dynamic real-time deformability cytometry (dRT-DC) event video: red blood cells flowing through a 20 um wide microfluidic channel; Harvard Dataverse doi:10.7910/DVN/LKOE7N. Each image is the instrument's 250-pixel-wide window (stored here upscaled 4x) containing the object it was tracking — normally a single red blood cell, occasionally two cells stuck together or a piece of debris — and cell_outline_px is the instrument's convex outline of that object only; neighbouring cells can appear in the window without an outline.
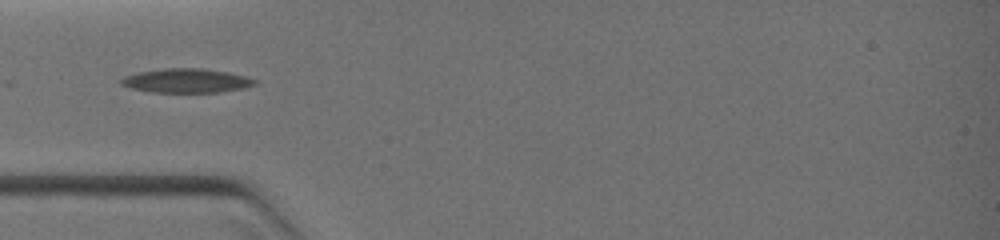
{"species": "common noctule bat (a hibernating species)", "species_latin": "Nyctalus noctula", "temperature_condition": "warm", "stored_images_in_passage": 3, "camera_frame_rate_fps": 3000, "um_per_image_px": 0.085, "animal": {"sex": "female", "body_mass_g": 19.0, "forearm_length_mm": 51.5}, "frame": {"image": 1, "passage_image": 1, "time_ms": 0.0, "image_size_px": [1000, 240], "cell_outline_px": [[256, 84], [240, 88], [216, 92], [152, 92], [132, 88], [120, 84], [120, 80], [124, 76], [136, 72], [164, 68], [200, 68], [228, 72], [244, 76], [256, 80]], "centroid_in_image_um": [15.78, 6.85], "position_along_channel_um": 69.2, "area_um2": 18.55}}
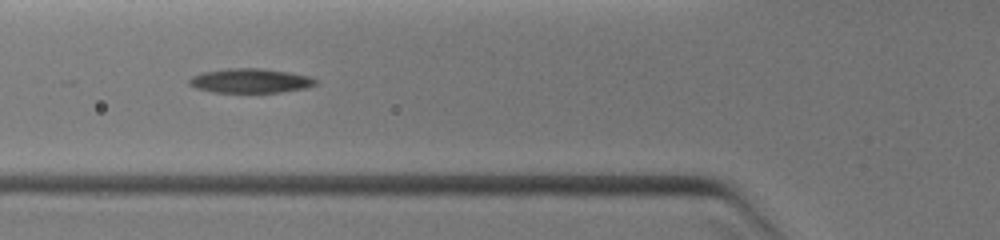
{"frame": {"image": 2, "passage_image": 2, "time_ms": 0.667, "image_size_px": [1000, 240], "cell_outline_px": [[316, 84], [304, 88], [280, 92], [212, 92], [196, 88], [188, 84], [188, 80], [192, 76], [204, 72], [228, 68], [264, 68], [288, 72], [308, 76], [316, 80]], "centroid_in_image_um": [21.24, 6.86], "position_along_channel_um": 104.6, "area_um2": 17.8}}
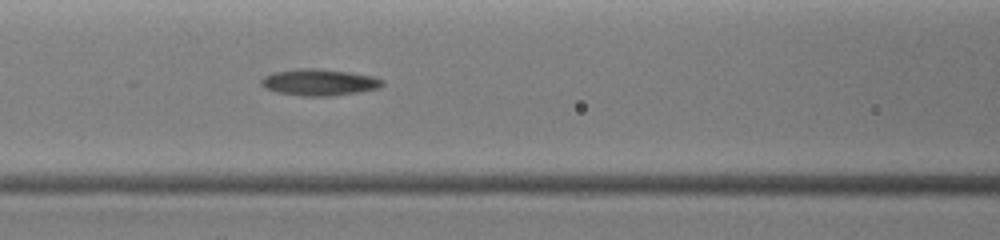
{"frame": {"image": 3, "passage_image": 3, "time_ms": 1.333, "image_size_px": [1000, 240], "cell_outline_px": [[384, 84], [376, 88], [356, 92], [332, 96], [300, 96], [276, 92], [264, 88], [260, 84], [260, 80], [264, 76], [272, 72], [296, 68], [320, 68], [348, 72], [372, 76], [384, 80]], "centroid_in_image_um": [27.06, 6.98], "position_along_channel_um": 139.5, "area_um2": 18.84}}